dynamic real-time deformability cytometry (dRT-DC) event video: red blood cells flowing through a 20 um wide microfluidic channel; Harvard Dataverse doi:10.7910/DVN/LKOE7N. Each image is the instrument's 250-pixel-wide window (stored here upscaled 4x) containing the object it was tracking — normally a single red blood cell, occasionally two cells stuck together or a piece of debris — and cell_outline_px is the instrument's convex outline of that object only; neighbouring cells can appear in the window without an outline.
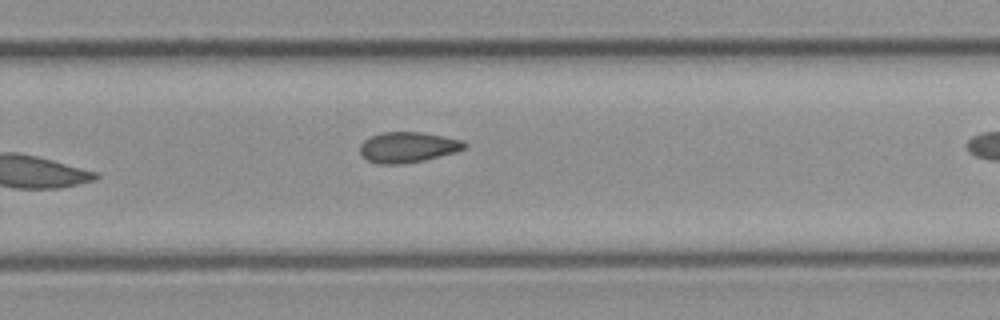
{"species": "common noctule bat (a hibernating species)", "species_latin": "Nyctalus noctula", "temperature_condition": "cold", "stored_images_in_passage": 20, "camera_frame_rate_fps": 3000, "um_per_image_px": 0.085, "animal": {"sex": "female", "body_mass_g": 21.9}, "frame": {"image": 1, "passage_image": 20, "time_ms": 6.333, "image_size_px": [1000, 320], "cell_outline_px": [[468, 148], [456, 152], [424, 160], [404, 164], [376, 164], [368, 160], [360, 152], [360, 144], [364, 140], [380, 132], [424, 132], [464, 140], [468, 144]], "centroid_in_image_um": [34.71, 12.51], "position_along_channel_um": 295.1, "area_um2": 18.84}}